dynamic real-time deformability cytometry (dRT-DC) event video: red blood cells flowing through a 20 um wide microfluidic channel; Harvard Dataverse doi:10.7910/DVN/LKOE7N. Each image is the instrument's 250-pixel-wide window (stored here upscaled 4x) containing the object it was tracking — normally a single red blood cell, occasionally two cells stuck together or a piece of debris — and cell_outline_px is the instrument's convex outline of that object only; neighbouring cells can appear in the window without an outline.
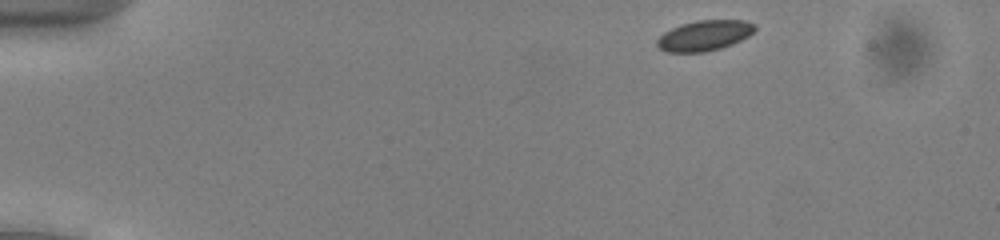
{"species": "common noctule bat (a hibernating species)", "species_latin": "Nyctalus noctula", "temperature_condition": "cold", "stored_images_in_passage": 46, "camera_frame_rate_fps": 3000, "um_per_image_px": 0.085, "animal": {"sex": "male", "body_mass_g": 13.0, "forearm_length_mm": 53.1}, "frame": {"image": 1, "passage_image": 1, "time_ms": 0.0, "image_size_px": [1000, 240], "cell_outline_px": [[756, 28], [748, 36], [732, 44], [720, 48], [704, 52], [664, 52], [656, 44], [656, 40], [664, 32], [680, 24], [696, 20], [744, 20], [756, 24]], "centroid_in_image_um": [59.86, 3.01], "position_along_channel_um": 25.1, "area_um2": 17.34}}
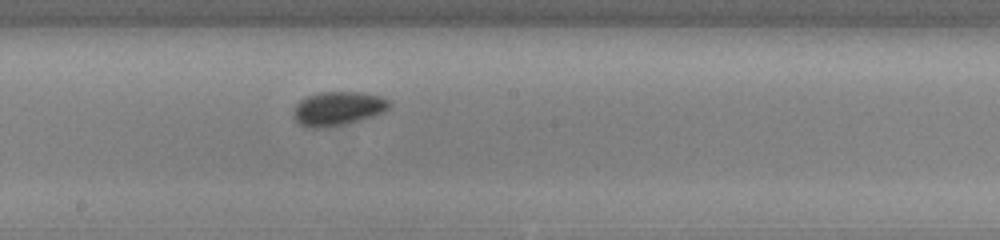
{"frame": {"image": 2, "passage_image": 23, "time_ms": 7.333, "image_size_px": [1000, 240], "cell_outline_px": [[392, 104], [384, 112], [360, 120], [328, 128], [308, 128], [300, 124], [292, 116], [292, 112], [296, 104], [300, 100], [308, 96], [320, 92], [360, 92], [384, 96], [392, 100]], "centroid_in_image_um": [28.75, 9.22], "position_along_channel_um": 219.5, "area_um2": 19.31}}
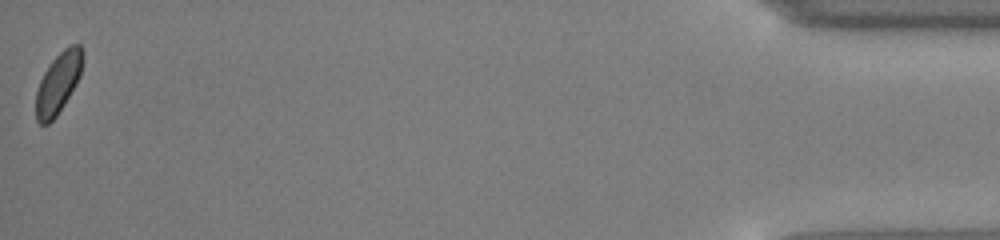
{"frame": {"image": 3, "passage_image": 46, "time_ms": 15.0, "image_size_px": [1000, 240], "cell_outline_px": [[84, 56], [80, 76], [76, 84], [64, 104], [56, 116], [48, 124], [40, 124], [36, 120], [36, 92], [40, 80], [44, 72], [52, 60], [68, 44], [80, 44], [84, 52]], "centroid_in_image_um": [4.97, 7.02], "position_along_channel_um": 430.2, "area_um2": 16.65}, "authors_computed_cell_mechanics": {"area_um2": 17.8313, "velocity_mm_per_s": 3.9044, "shape_relaxation_time_tau1_ms": 6.2675, "shape_relaxation_time_tau2_ms": null, "deformation_change_tau1": 0.0648, "deformation_change_tau2": null}}